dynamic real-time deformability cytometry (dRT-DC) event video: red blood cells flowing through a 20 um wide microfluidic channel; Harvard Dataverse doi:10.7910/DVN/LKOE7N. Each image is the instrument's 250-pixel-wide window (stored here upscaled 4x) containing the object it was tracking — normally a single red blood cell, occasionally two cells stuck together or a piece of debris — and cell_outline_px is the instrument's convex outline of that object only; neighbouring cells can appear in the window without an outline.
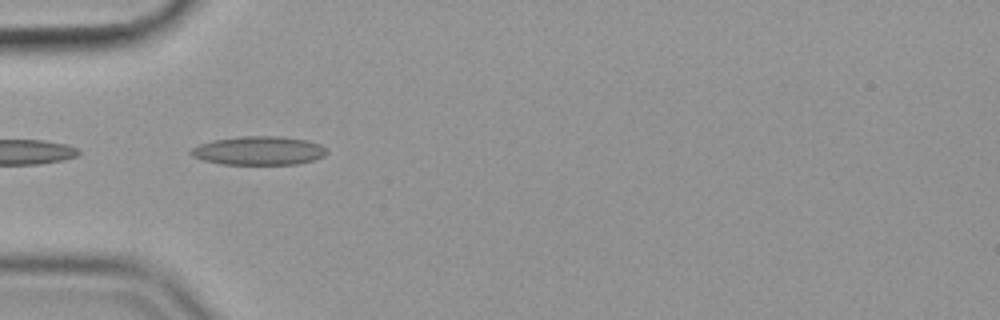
{"species": "common noctule bat (a hibernating species)", "species_latin": "Nyctalus noctula", "temperature_condition": "cold", "stored_images_in_passage": 4, "camera_frame_rate_fps": 3000, "um_per_image_px": 0.085, "animal": {"sex": "female", "body_mass_g": 19.9}, "frame": {"image": 1, "passage_image": 2, "time_ms": 0.333, "image_size_px": [1000, 320], "cell_outline_px": [[328, 152], [324, 156], [312, 160], [296, 164], [220, 164], [204, 160], [192, 156], [188, 152], [192, 148], [200, 144], [212, 140], [240, 136], [280, 136], [308, 140], [320, 144]], "centroid_in_image_um": [21.98, 12.8], "position_along_channel_um": 63.0, "area_um2": 22.72}}